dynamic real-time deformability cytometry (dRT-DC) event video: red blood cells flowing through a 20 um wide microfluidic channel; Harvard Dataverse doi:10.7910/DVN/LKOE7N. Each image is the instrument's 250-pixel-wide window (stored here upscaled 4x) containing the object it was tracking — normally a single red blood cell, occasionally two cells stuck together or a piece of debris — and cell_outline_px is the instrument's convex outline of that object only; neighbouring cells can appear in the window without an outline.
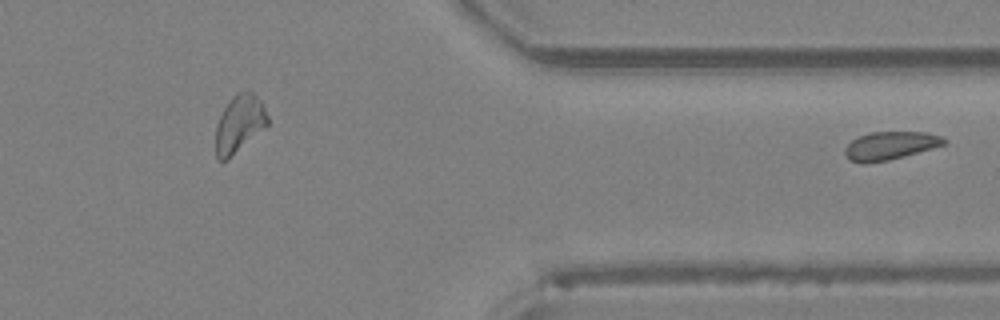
{"species": "Egyptian fruit bat (a non-hibernating species)", "species_latin": "Rousettus aegyptiacus", "temperature_condition": "room temperature", "stored_images_in_passage": 37, "segment_of_instrument_passage": [2, 2], "camera_frame_rate_fps": 3000, "um_per_image_px": 0.085, "animal": {"sex": "female"}, "frame": {"image": 1, "passage_image": 37, "time_ms": 12.0, "image_size_px": [1000, 320], "cell_outline_px": [[948, 140], [944, 144], [932, 148], [904, 156], [888, 160], [860, 164], [848, 160], [844, 152], [844, 148], [852, 140], [860, 136], [872, 132], [928, 132], [940, 136]], "centroid_in_image_um": [75.64, 12.39], "position_along_channel_um": 335.8, "area_um2": 16.18}}